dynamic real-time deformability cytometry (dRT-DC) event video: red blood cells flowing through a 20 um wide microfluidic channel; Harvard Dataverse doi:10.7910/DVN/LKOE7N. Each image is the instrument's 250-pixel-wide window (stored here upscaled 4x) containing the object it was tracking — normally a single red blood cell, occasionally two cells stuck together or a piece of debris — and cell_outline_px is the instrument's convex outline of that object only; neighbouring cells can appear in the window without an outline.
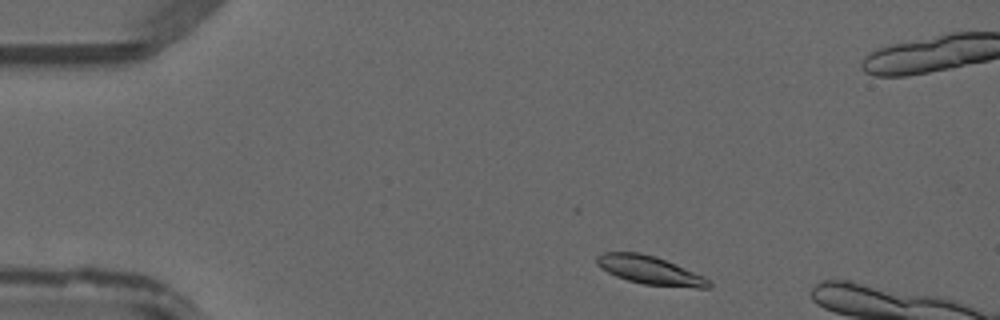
{"species": "common noctule bat (a hibernating species)", "species_latin": "Nyctalus noctula", "temperature_condition": "warm", "stored_images_in_passage": 43, "camera_frame_rate_fps": 3000, "um_per_image_px": 0.085, "animal": {"sex": "male", "forearm_length_mm": 52.5}, "frame": {"image": 1, "passage_image": 3, "time_ms": 0.667, "image_size_px": [1000, 320], "cell_outline_px": [[712, 284], [708, 288], [696, 288], [644, 284], [628, 280], [616, 276], [600, 268], [596, 264], [596, 256], [604, 252], [640, 252], [656, 256], [704, 276]], "centroid_in_image_um": [55.22, 22.96], "position_along_channel_um": 29.8, "area_um2": 18.5}}
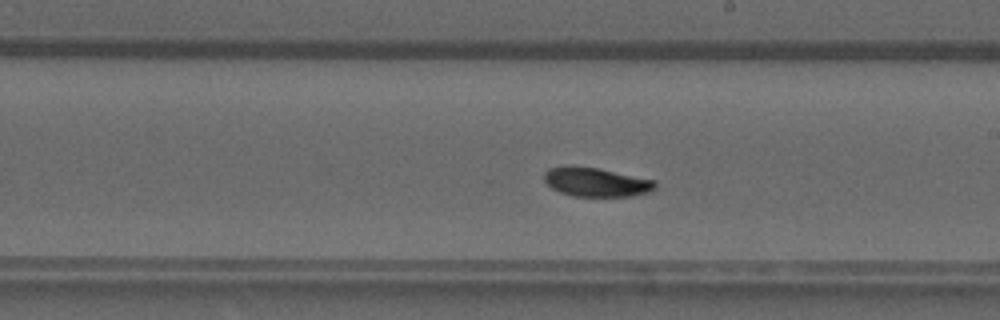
{"frame": {"image": 2, "passage_image": 22, "time_ms": 7.0, "image_size_px": [1000, 320], "cell_outline_px": [[656, 188], [648, 192], [632, 196], [572, 196], [560, 192], [552, 188], [544, 180], [544, 172], [548, 168], [564, 164], [596, 168], [656, 180]], "centroid_in_image_um": [50.63, 15.46], "position_along_channel_um": 238.4, "area_um2": 18.9}}
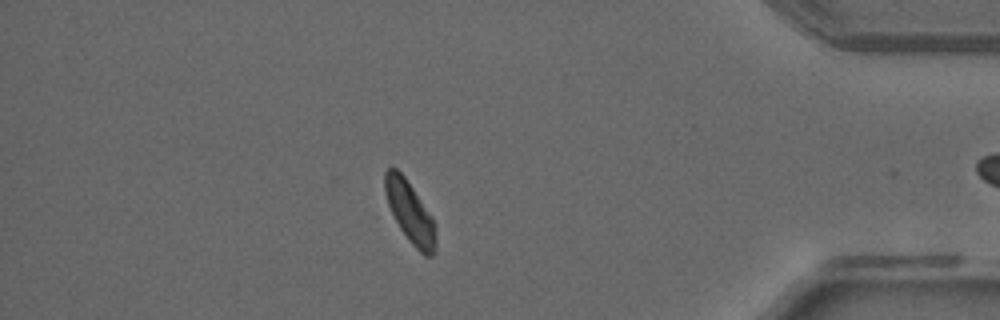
{"frame": {"image": 3, "passage_image": 36, "time_ms": 11.667, "image_size_px": [1000, 320], "cell_outline_px": [[436, 248], [432, 256], [424, 256], [408, 240], [400, 228], [388, 204], [384, 192], [384, 172], [392, 164], [404, 176], [432, 216], [436, 240]], "centroid_in_image_um": [34.83, 18.01], "position_along_channel_um": 400.4, "area_um2": 18.03}}